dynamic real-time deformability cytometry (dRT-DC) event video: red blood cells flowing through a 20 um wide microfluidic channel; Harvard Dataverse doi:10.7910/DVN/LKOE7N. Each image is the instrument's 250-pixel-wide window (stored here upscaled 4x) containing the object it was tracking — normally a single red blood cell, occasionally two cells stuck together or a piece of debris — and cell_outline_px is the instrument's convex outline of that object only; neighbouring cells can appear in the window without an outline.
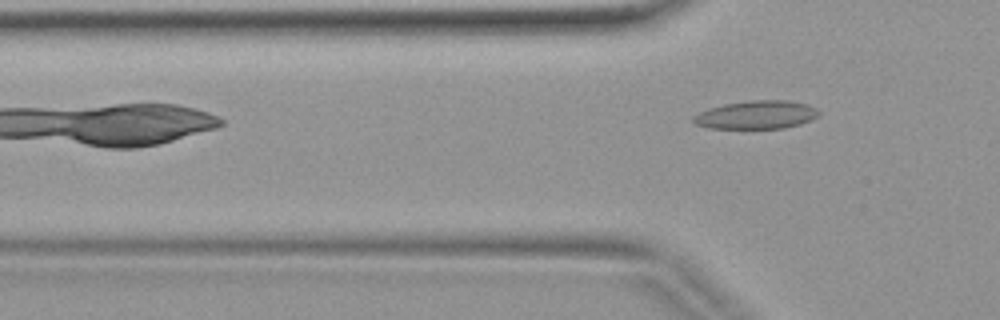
{"species": "common noctule bat (a hibernating species)", "species_latin": "Nyctalus noctula", "temperature_condition": "warm", "stored_images_in_passage": 4, "camera_frame_rate_fps": 3000, "um_per_image_px": 0.085, "animal": {"sex": "female", "body_mass_g": 19.9}, "frame": {"image": 1, "passage_image": 4, "time_ms": 1.0, "image_size_px": [1000, 320], "cell_outline_px": [[820, 116], [812, 120], [800, 124], [784, 128], [708, 128], [696, 124], [692, 120], [692, 116], [708, 108], [724, 104], [748, 100], [788, 100], [808, 104], [816, 108], [820, 112]], "centroid_in_image_um": [64.32, 9.75], "position_along_channel_um": 61.5, "area_um2": 20.87}}